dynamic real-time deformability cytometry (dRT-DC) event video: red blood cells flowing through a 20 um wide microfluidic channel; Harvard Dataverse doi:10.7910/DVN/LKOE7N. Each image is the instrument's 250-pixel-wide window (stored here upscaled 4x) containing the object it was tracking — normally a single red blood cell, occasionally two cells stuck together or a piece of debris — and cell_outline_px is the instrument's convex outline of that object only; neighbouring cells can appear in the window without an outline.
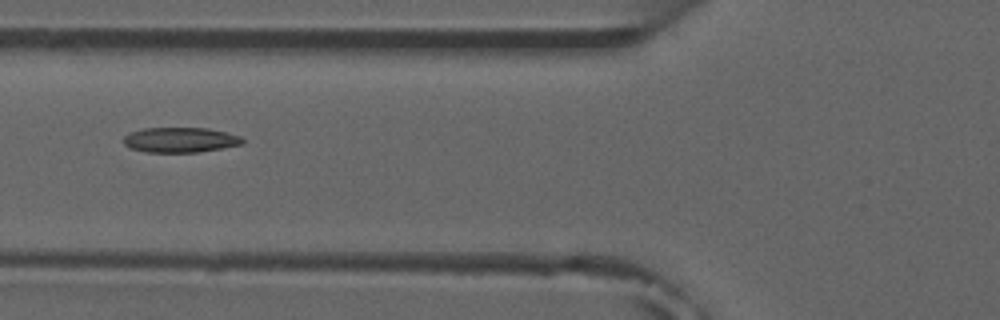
{"species": "common noctule bat (a hibernating species)", "species_latin": "Nyctalus noctula", "temperature_condition": "room temperature", "stored_images_in_passage": 6, "camera_frame_rate_fps": 3000, "um_per_image_px": 0.085, "animal": {"sex": "male", "forearm_length_mm": 52.5}, "frame": {"image": 1, "passage_image": 6, "time_ms": 6.0, "image_size_px": [1000, 320], "cell_outline_px": [[244, 144], [196, 152], [144, 152], [132, 148], [124, 144], [124, 136], [128, 132], [144, 128], [208, 128], [240, 136], [244, 140]], "centroid_in_image_um": [15.3, 11.88], "position_along_channel_um": 110.5, "area_um2": 17.28}}